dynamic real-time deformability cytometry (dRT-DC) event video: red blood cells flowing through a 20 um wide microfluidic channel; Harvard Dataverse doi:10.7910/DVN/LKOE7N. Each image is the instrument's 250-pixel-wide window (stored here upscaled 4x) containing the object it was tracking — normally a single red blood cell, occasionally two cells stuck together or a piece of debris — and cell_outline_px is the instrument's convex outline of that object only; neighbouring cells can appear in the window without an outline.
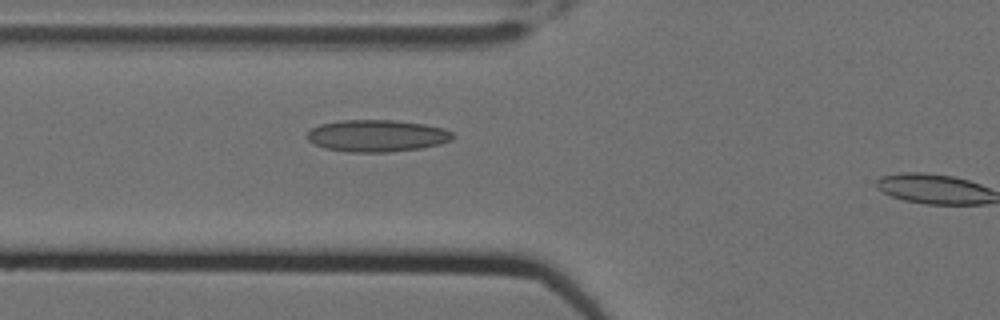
{"species": "Egyptian fruit bat (a non-hibernating species)", "species_latin": "Rousettus aegyptiacus", "temperature_condition": "cold", "stored_images_in_passage": 6, "segment_of_instrument_passage": [1, 2], "camera_frame_rate_fps": 3000, "um_per_image_px": 0.085, "animal": {"sex": "female"}, "frame": {"image": 1, "passage_image": 5, "time_ms": 1.333, "image_size_px": [1000, 320], "cell_outline_px": [[456, 136], [452, 140], [440, 144], [420, 148], [388, 152], [348, 152], [324, 148], [312, 144], [308, 140], [308, 132], [312, 128], [320, 124], [340, 120], [392, 120], [424, 124], [444, 128], [452, 132]], "centroid_in_image_um": [32.04, 11.54], "position_along_channel_um": 93.8, "area_um2": 27.22}}